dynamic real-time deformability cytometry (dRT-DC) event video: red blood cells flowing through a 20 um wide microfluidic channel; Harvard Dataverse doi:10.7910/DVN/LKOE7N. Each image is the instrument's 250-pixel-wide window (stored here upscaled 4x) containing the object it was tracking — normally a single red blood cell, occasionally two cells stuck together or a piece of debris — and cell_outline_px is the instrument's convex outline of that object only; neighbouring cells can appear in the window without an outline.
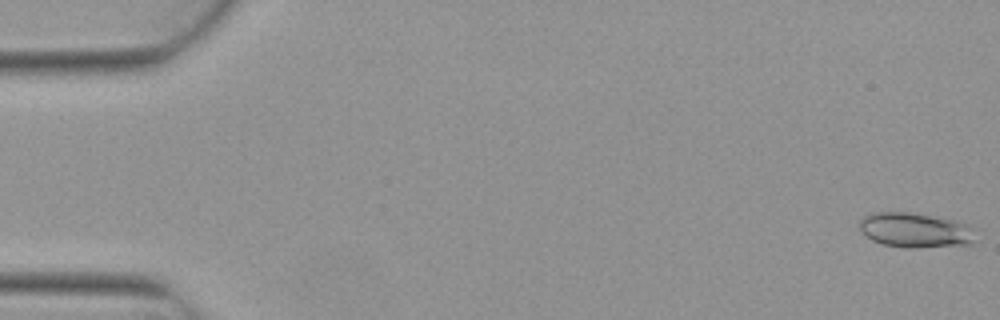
{"species": "Egyptian fruit bat (a non-hibernating species)", "species_latin": "Rousettus aegyptiacus", "temperature_condition": "warm", "stored_images_in_passage": 5, "camera_frame_rate_fps": 3000, "um_per_image_px": 0.085, "animal": {"sex": "female"}, "frame": {"image": 1, "passage_image": 1, "time_ms": 0.0, "image_size_px": [1000, 320], "cell_outline_px": [[976, 228], [972, 244], [916, 248], [904, 248], [880, 244], [864, 236], [860, 232], [860, 220], [864, 216], [872, 212], [908, 212], [956, 220], [968, 224]], "centroid_in_image_um": [77.79, 19.57], "position_along_channel_um": 7.2, "area_um2": 23.99}}
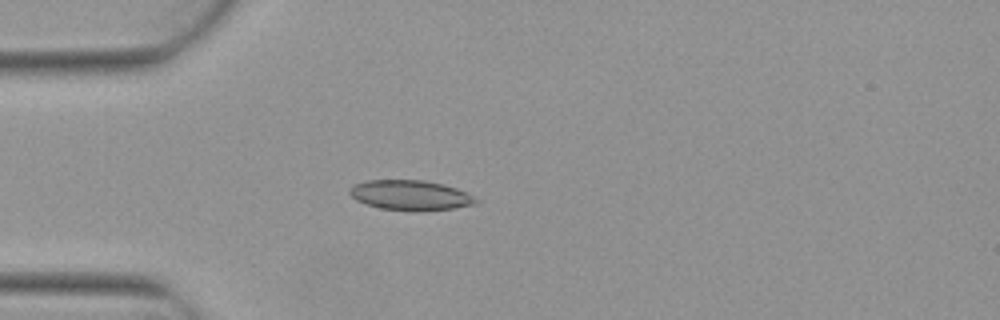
{"frame": {"image": 2, "passage_image": 5, "time_ms": 1.333, "image_size_px": [1000, 320], "cell_outline_px": [[480, 200], [476, 204], [456, 208], [380, 208], [356, 200], [348, 192], [356, 184], [368, 180], [424, 180], [444, 184], [468, 192]], "centroid_in_image_um": [34.94, 16.54], "position_along_channel_um": 50.1, "area_um2": 21.15}}